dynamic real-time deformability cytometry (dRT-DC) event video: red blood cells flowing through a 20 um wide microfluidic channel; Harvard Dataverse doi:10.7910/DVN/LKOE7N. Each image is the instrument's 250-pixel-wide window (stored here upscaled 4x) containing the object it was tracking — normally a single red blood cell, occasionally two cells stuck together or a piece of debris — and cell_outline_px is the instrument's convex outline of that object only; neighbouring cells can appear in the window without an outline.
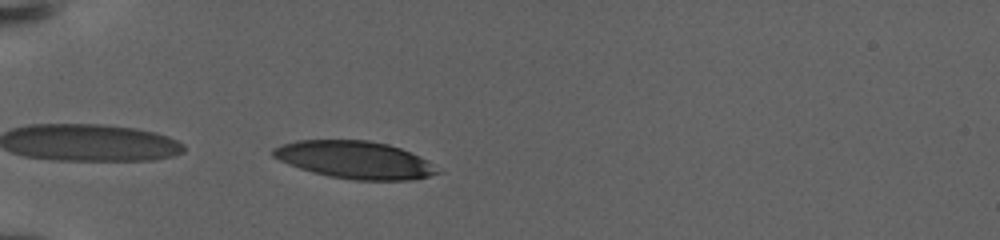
{"species": "human", "species_latin": "Homo sapiens", "temperature_condition": "warm", "stored_images_in_passage": 9, "camera_frame_rate_fps": 3000, "um_per_image_px": 0.085, "donor": {"sex": "female"}, "frame": {"image": 1, "passage_image": 1, "time_ms": 0.0, "image_size_px": [1000, 240], "cell_outline_px": [[444, 172], [416, 180], [352, 180], [328, 176], [312, 172], [288, 164], [272, 156], [272, 148], [280, 144], [296, 140], [368, 140], [388, 144], [400, 148], [420, 156], [428, 160]], "centroid_in_image_um": [30.2, 13.59], "position_along_channel_um": 54.8, "area_um2": 36.3}}
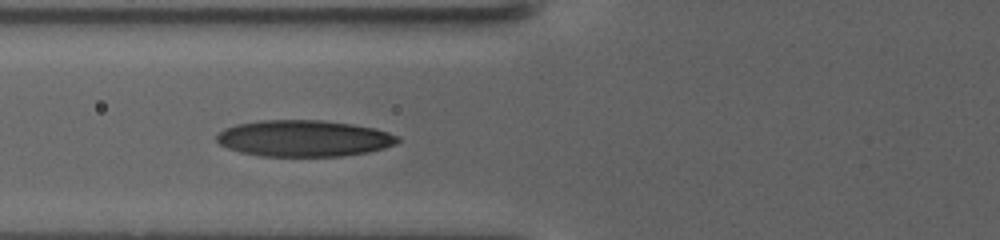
{"frame": {"image": 2, "passage_image": 6, "time_ms": 2.333, "image_size_px": [1000, 240], "cell_outline_px": [[400, 140], [396, 144], [384, 148], [368, 152], [340, 156], [260, 156], [240, 152], [228, 148], [220, 144], [216, 140], [216, 136], [224, 128], [236, 124], [260, 120], [324, 120], [352, 124], [376, 128], [400, 136]], "centroid_in_image_um": [25.84, 11.75], "position_along_channel_um": 100.0, "area_um2": 38.61}}
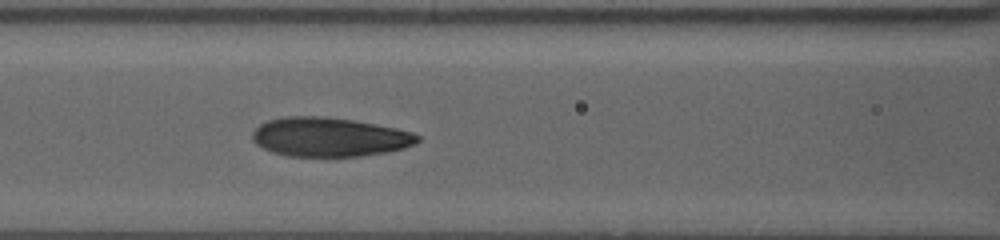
{"frame": {"image": 3, "passage_image": 9, "time_ms": 3.667, "image_size_px": [1000, 240], "cell_outline_px": [[420, 140], [416, 144], [404, 148], [384, 152], [360, 156], [288, 156], [272, 152], [256, 144], [252, 140], [252, 132], [260, 124], [268, 120], [284, 116], [328, 116], [352, 120], [396, 128], [412, 132], [420, 136]], "centroid_in_image_um": [27.98, 11.64], "position_along_channel_um": 138.6, "area_um2": 37.69}}